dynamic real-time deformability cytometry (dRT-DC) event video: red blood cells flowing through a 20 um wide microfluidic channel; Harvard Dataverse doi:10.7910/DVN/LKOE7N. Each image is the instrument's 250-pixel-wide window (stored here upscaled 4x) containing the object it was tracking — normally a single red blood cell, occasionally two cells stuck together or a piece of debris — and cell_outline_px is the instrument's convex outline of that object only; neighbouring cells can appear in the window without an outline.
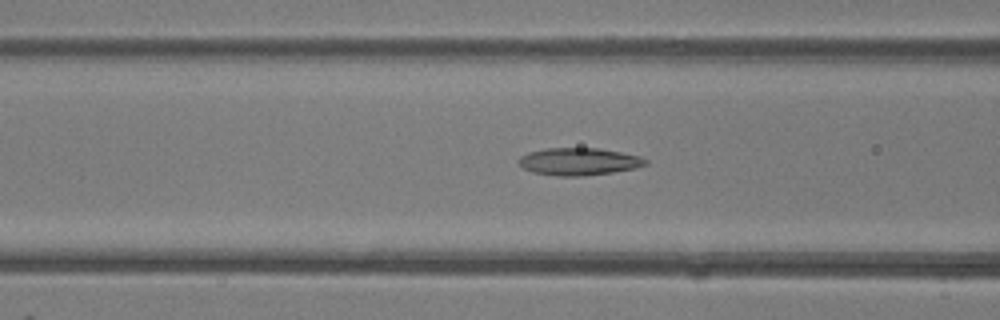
{"species": "common noctule bat (a hibernating species)", "species_latin": "Nyctalus noctula", "temperature_condition": "room temperature", "stored_images_in_passage": 39, "camera_frame_rate_fps": 3000, "um_per_image_px": 0.085, "animal": {"sex": "female"}, "frame": {"image": 1, "passage_image": 19, "time_ms": 6.0, "image_size_px": [1000, 320], "cell_outline_px": [[648, 164], [636, 168], [612, 172], [584, 176], [560, 176], [532, 172], [524, 168], [516, 160], [520, 156], [528, 152], [544, 148], [600, 148], [640, 156], [648, 160]], "centroid_in_image_um": [49.2, 13.72], "position_along_channel_um": 117.4, "area_um2": 20.35}}
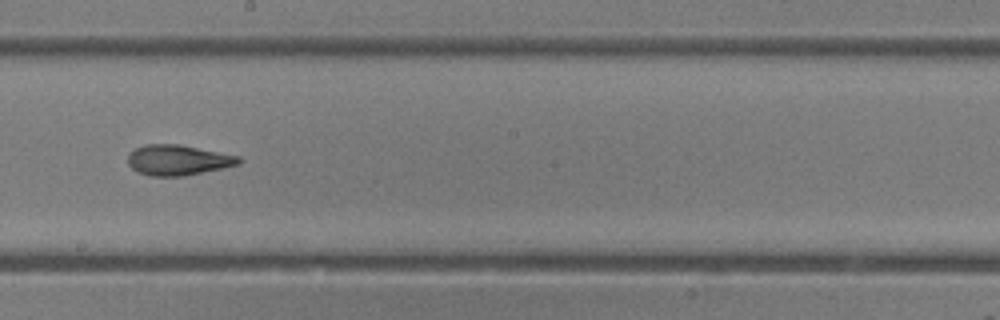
{"frame": {"image": 2, "passage_image": 27, "time_ms": 8.667, "image_size_px": [1000, 320], "cell_outline_px": [[244, 160], [240, 164], [224, 168], [184, 176], [148, 176], [132, 168], [128, 164], [128, 152], [144, 144], [180, 144], [240, 156]], "centroid_in_image_um": [15.16, 13.6], "position_along_channel_um": 233.0, "area_um2": 19.88}}
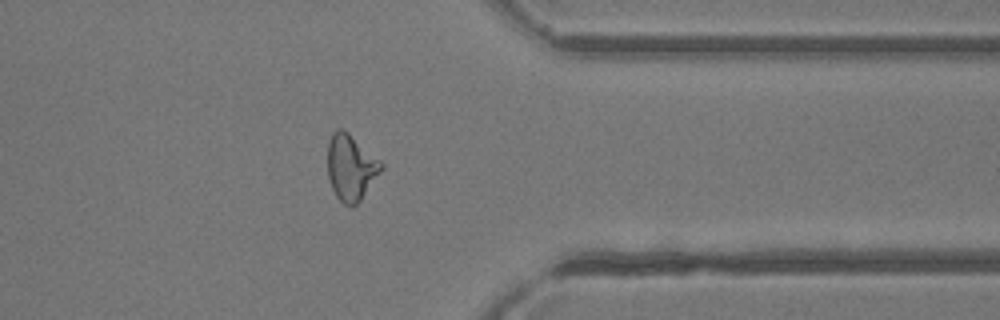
{"frame": {"image": 3, "passage_image": 38, "time_ms": 12.333, "image_size_px": [1000, 320], "cell_outline_px": [[384, 168], [360, 200], [352, 208], [344, 204], [336, 196], [332, 188], [328, 176], [328, 140], [332, 132], [336, 128], [340, 128], [348, 132], [380, 160], [384, 164]], "centroid_in_image_um": [29.82, 14.22], "position_along_channel_um": 381.6, "area_um2": 20.63}}